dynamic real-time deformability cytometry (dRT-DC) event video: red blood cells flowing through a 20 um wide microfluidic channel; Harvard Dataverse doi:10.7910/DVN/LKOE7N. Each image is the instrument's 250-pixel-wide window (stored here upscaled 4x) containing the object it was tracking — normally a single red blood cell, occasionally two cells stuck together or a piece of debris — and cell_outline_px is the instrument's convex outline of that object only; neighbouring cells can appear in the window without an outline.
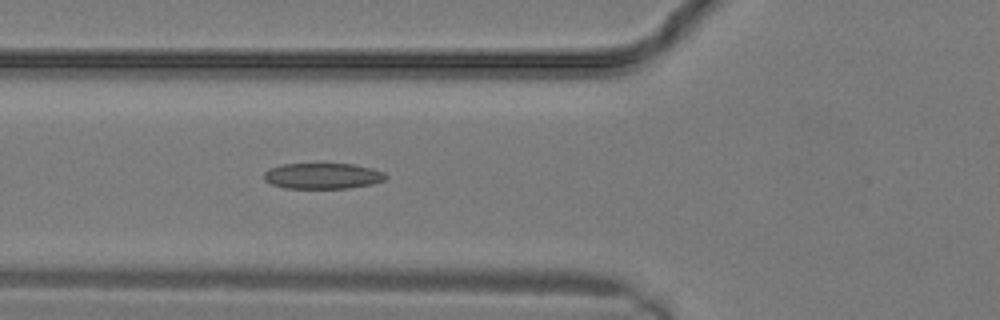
{"species": "common noctule bat (a hibernating species)", "species_latin": "Nyctalus noctula", "temperature_condition": "warm", "stored_images_in_passage": 9, "camera_frame_rate_fps": 3000, "um_per_image_px": 0.085, "animal": {"sex": "male", "body_mass_g": 19.2, "forearm_length_mm": 51.8}, "frame": {"image": 1, "passage_image": 9, "time_ms": 2.667, "image_size_px": [1000, 320], "cell_outline_px": [[388, 176], [384, 180], [372, 184], [348, 188], [284, 188], [272, 184], [264, 180], [264, 172], [268, 168], [284, 164], [352, 164], [372, 168], [384, 172]], "centroid_in_image_um": [27.42, 14.95], "position_along_channel_um": 98.4, "area_um2": 18.32}}